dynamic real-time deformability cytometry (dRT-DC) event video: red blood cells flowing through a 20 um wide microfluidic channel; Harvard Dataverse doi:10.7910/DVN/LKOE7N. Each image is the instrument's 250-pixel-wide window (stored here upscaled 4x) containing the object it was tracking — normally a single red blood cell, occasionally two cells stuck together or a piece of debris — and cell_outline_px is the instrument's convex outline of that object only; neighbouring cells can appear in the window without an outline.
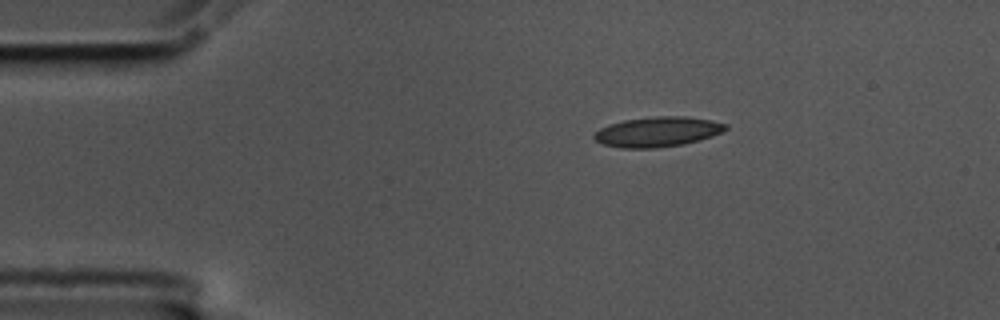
{"species": "common noctule bat (a hibernating species)", "species_latin": "Nyctalus noctula", "temperature_condition": "cold", "stored_images_in_passage": 2, "camera_frame_rate_fps": 3000, "um_per_image_px": 0.085, "animal": {"sex": "male", "body_mass_g": 17.5, "forearm_length_mm": 52.3}, "frame": {"image": 1, "passage_image": 2, "time_ms": 0.333, "image_size_px": [1000, 320], "cell_outline_px": [[728, 128], [724, 132], [700, 140], [684, 144], [652, 148], [620, 148], [604, 144], [596, 140], [592, 136], [600, 128], [608, 124], [624, 120], [656, 116], [688, 116], [728, 124]], "centroid_in_image_um": [55.91, 11.2], "position_along_channel_um": 29.1, "area_um2": 23.0}}